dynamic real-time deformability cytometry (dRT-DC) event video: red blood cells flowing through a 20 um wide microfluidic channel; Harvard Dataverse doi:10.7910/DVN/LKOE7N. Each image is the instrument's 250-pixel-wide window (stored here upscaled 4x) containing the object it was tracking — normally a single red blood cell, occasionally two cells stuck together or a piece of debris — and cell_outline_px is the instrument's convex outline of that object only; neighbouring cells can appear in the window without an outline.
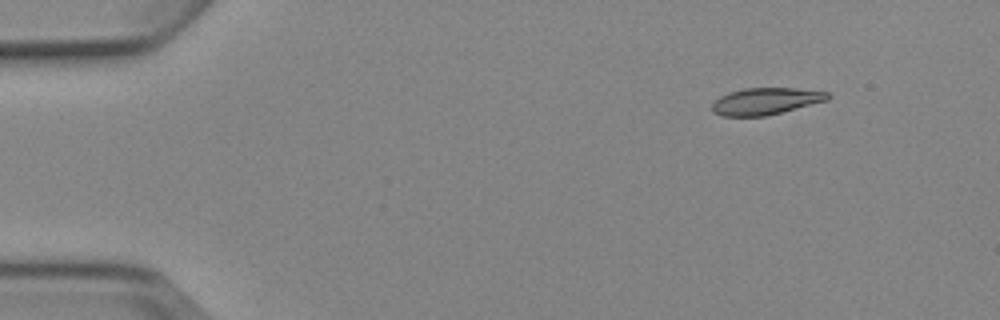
{"species": "Egyptian fruit bat (a non-hibernating species)", "species_latin": "Rousettus aegyptiacus", "temperature_condition": "cold", "stored_images_in_passage": 5, "camera_frame_rate_fps": 3000, "um_per_image_px": 0.085, "animal": {"sex": "female"}, "frame": {"image": 1, "passage_image": 2, "time_ms": 1.333, "image_size_px": [1000, 320], "cell_outline_px": [[832, 96], [828, 100], [764, 116], [724, 116], [712, 112], [712, 104], [720, 96], [728, 92], [744, 88], [796, 88], [828, 92]], "centroid_in_image_um": [65.08, 8.59], "position_along_channel_um": 19.9, "area_um2": 17.98}}
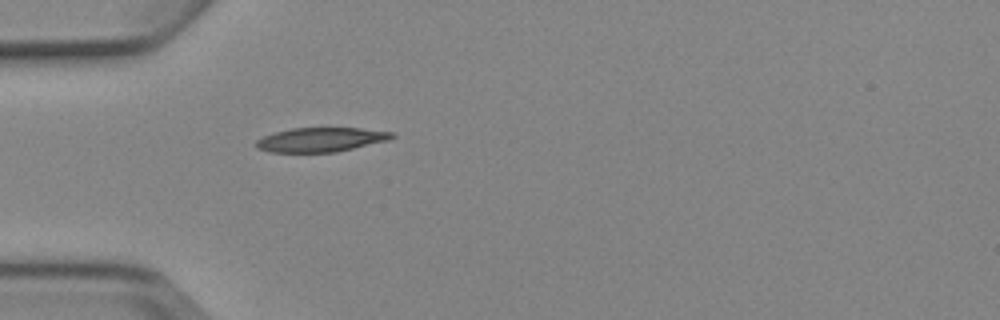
{"frame": {"image": 2, "passage_image": 5, "time_ms": 4.667, "image_size_px": [1000, 320], "cell_outline_px": [[396, 136], [388, 140], [336, 152], [268, 152], [256, 148], [256, 140], [264, 136], [276, 132], [292, 128], [360, 128], [396, 132]], "centroid_in_image_um": [27.29, 11.87], "position_along_channel_um": 57.7, "area_um2": 19.19}}